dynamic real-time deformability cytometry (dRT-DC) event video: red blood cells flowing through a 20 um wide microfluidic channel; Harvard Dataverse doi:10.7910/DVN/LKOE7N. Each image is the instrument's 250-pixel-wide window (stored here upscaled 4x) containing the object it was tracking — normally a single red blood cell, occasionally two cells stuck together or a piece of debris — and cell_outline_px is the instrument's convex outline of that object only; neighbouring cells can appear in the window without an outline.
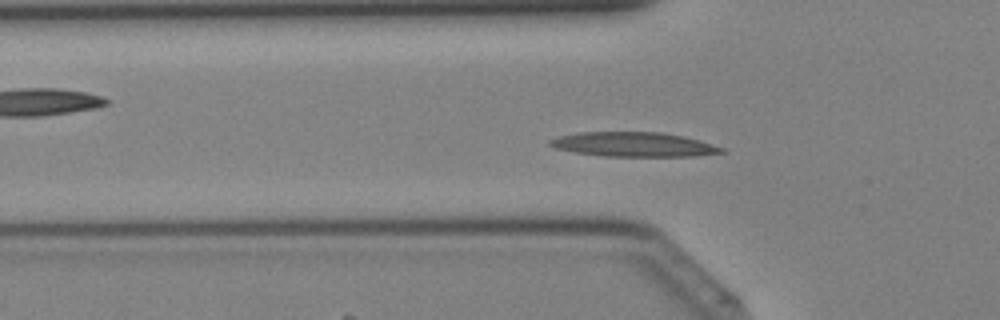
{"species": "Egyptian fruit bat (a non-hibernating species)", "species_latin": "Rousettus aegyptiacus", "temperature_condition": "cold", "stored_images_in_passage": 41, "camera_frame_rate_fps": 3000, "um_per_image_px": 0.085, "animal": {"sex": "female"}, "frame": {"image": 1, "passage_image": 13, "time_ms": 4.0, "image_size_px": [1000, 320], "cell_outline_px": [[728, 152], [696, 156], [600, 156], [576, 152], [556, 148], [548, 144], [548, 140], [560, 136], [580, 132], [660, 132], [684, 136], [712, 144], [724, 148]], "centroid_in_image_um": [53.89, 12.28], "position_along_channel_um": 71.9, "area_um2": 24.45}}
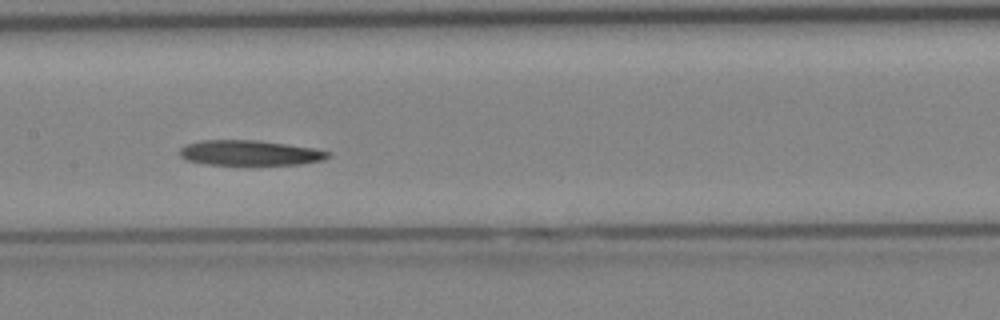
{"frame": {"image": 2, "passage_image": 20, "time_ms": 6.333, "image_size_px": [1000, 320], "cell_outline_px": [[332, 156], [324, 160], [300, 164], [208, 164], [184, 160], [180, 156], [180, 148], [188, 144], [204, 140], [256, 140], [316, 148], [332, 152]], "centroid_in_image_um": [21.29, 12.99], "position_along_channel_um": 186.1, "area_um2": 21.68}}
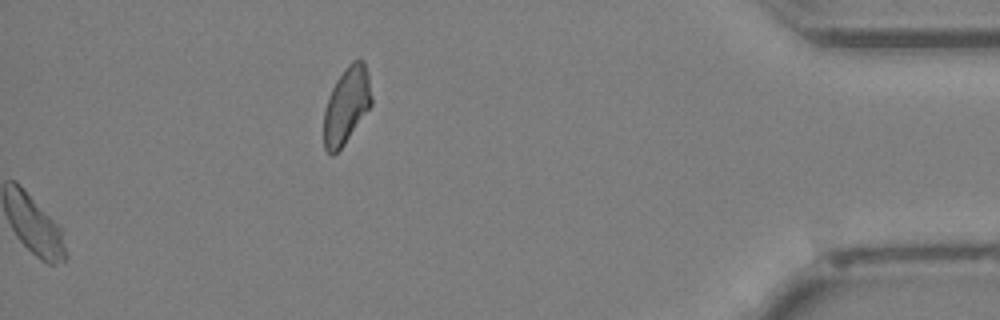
{"frame": {"image": 3, "passage_image": 41, "time_ms": 13.333, "image_size_px": [1000, 320], "cell_outline_px": [[372, 104], [344, 144], [332, 156], [324, 148], [324, 112], [328, 96], [336, 80], [344, 68], [352, 60], [360, 56], [364, 60], [368, 72], [372, 96]], "centroid_in_image_um": [29.46, 8.89], "position_along_channel_um": 405.7, "area_um2": 21.44}}